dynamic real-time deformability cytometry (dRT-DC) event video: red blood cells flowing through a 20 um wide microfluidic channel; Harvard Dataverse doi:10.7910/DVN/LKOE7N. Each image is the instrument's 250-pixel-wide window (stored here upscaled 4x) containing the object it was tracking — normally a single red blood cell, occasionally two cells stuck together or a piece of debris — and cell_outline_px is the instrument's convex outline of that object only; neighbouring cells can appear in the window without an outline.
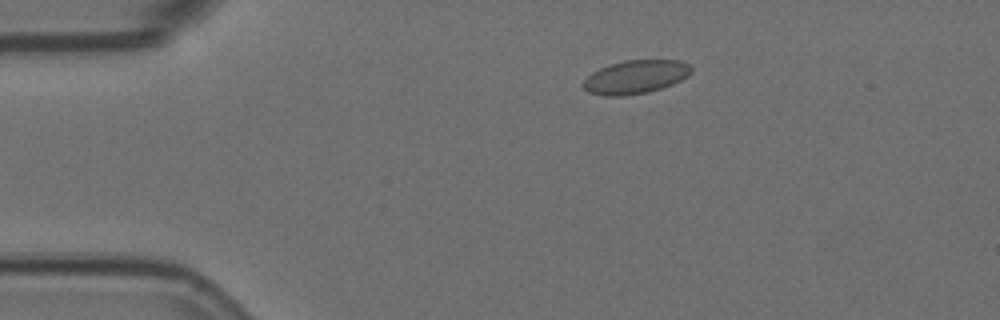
{"species": "Egyptian fruit bat (a non-hibernating species)", "species_latin": "Rousettus aegyptiacus", "temperature_condition": "room temperature", "stored_images_in_passage": 6, "camera_frame_rate_fps": 3000, "um_per_image_px": 0.085, "animal": {"sex": "female"}, "frame": {"image": 1, "passage_image": 2, "time_ms": 0.333, "image_size_px": [1000, 320], "cell_outline_px": [[692, 72], [688, 76], [672, 84], [648, 92], [624, 96], [604, 96], [588, 92], [584, 88], [584, 80], [592, 72], [608, 64], [624, 60], [680, 60], [688, 64], [692, 68]], "centroid_in_image_um": [54.02, 6.53], "position_along_channel_um": 31.0, "area_um2": 21.1}}
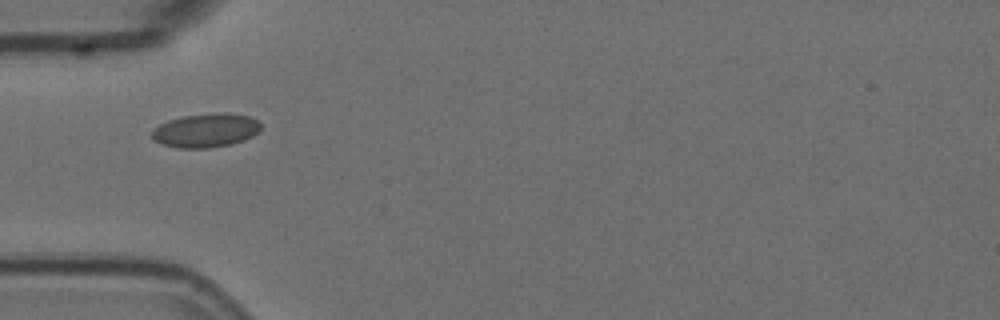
{"frame": {"image": 2, "passage_image": 4, "time_ms": 1.0, "image_size_px": [1000, 320], "cell_outline_px": [[260, 128], [252, 136], [244, 140], [228, 144], [208, 148], [176, 148], [160, 144], [152, 140], [152, 128], [168, 120], [184, 116], [212, 112], [216, 112], [248, 116], [256, 120], [260, 124]], "centroid_in_image_um": [17.41, 11.09], "position_along_channel_um": 67.6, "area_um2": 21.44}}
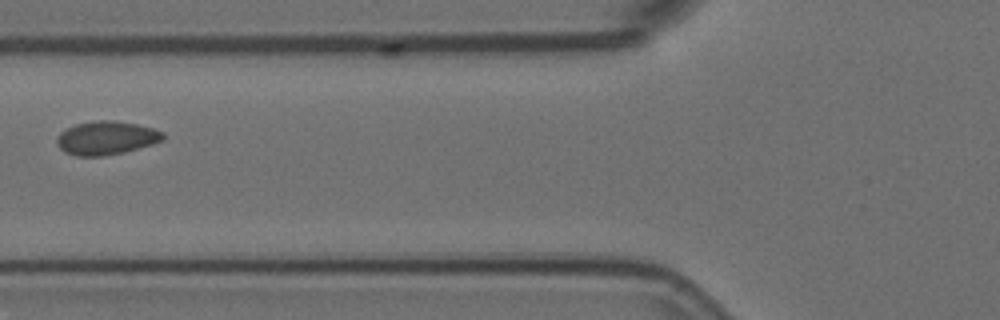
{"frame": {"image": 3, "passage_image": 5, "time_ms": 1.333, "image_size_px": [1000, 320], "cell_outline_px": [[164, 140], [152, 144], [124, 152], [104, 156], [76, 156], [64, 152], [56, 144], [56, 136], [60, 132], [76, 124], [96, 120], [116, 120], [136, 124], [152, 128], [164, 132]], "centroid_in_image_um": [9.02, 11.73], "position_along_channel_um": 116.8, "area_um2": 20.87}}